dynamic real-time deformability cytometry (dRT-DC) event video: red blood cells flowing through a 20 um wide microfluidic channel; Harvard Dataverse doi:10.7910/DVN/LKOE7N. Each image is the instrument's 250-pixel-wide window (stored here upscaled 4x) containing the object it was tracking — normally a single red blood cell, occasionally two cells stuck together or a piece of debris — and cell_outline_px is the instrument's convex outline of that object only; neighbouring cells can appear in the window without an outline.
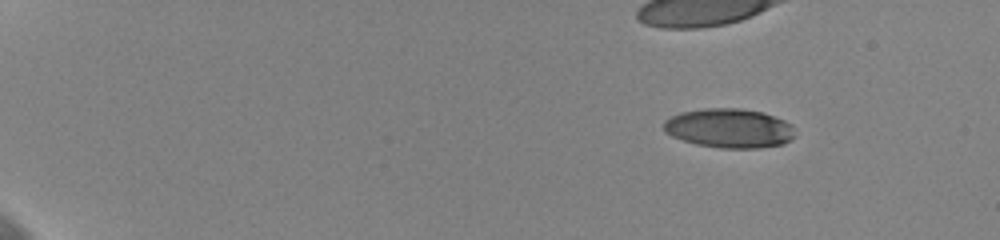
{"species": "human", "species_latin": "Homo sapiens", "temperature_condition": "cold", "stored_images_in_passage": 43, "camera_frame_rate_fps": 3000, "um_per_image_px": 0.085, "donor": {"sex": "female"}, "frame": {"image": 1, "passage_image": 1, "time_ms": 0.0, "image_size_px": [1000, 240], "cell_outline_px": [[796, 136], [784, 144], [756, 148], [720, 148], [696, 144], [672, 136], [664, 132], [664, 120], [680, 112], [704, 108], [740, 108], [760, 112], [784, 120], [792, 124]], "centroid_in_image_um": [61.99, 10.9], "position_along_channel_um": 23.0, "area_um2": 30.11}}